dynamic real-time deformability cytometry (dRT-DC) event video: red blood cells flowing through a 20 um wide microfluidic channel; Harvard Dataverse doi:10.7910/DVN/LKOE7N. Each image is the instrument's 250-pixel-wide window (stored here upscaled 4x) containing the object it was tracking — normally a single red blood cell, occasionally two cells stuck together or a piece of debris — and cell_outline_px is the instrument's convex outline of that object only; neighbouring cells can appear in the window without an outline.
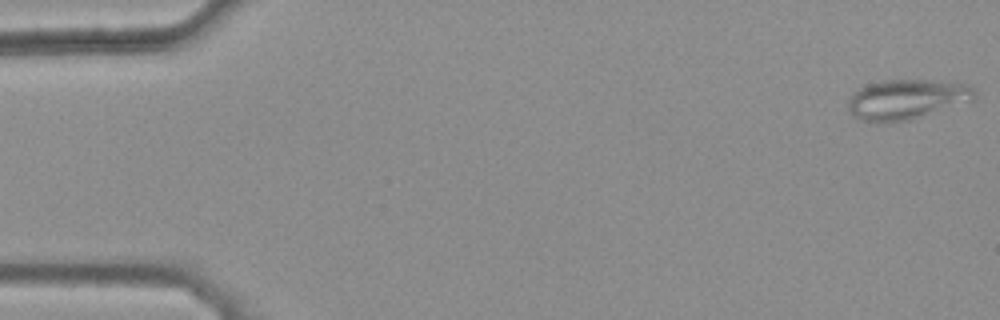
{"species": "common noctule bat (a hibernating species)", "species_latin": "Nyctalus noctula", "temperature_condition": "warm", "stored_images_in_passage": 46, "camera_frame_rate_fps": 3000, "um_per_image_px": 0.085, "animal": {"sex": "female", "body_mass_g": 25.1}, "frame": {"image": 1, "passage_image": 1, "time_ms": 0.0, "image_size_px": [1000, 320], "cell_outline_px": [[976, 92], [972, 100], [912, 120], [876, 124], [860, 120], [852, 116], [848, 108], [848, 100], [852, 92], [868, 84], [884, 80], [932, 80], [968, 84]], "centroid_in_image_um": [77.0, 8.47], "position_along_channel_um": 8.0, "area_um2": 29.77}}
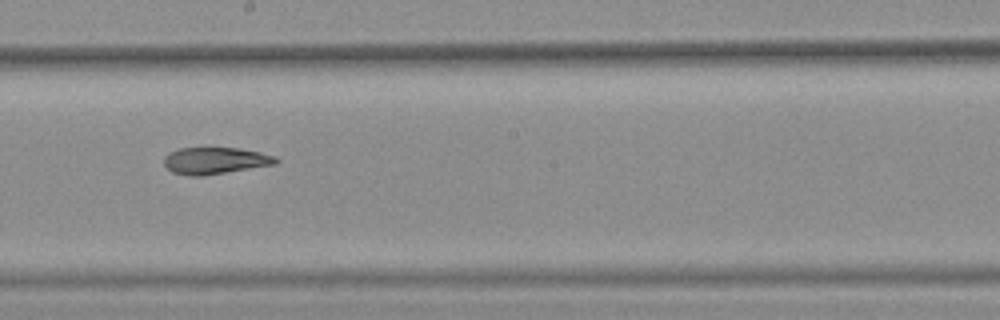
{"frame": {"image": 2, "passage_image": 29, "time_ms": 9.333, "image_size_px": [1000, 320], "cell_outline_px": [[280, 160], [276, 164], [200, 176], [188, 176], [172, 172], [164, 164], [164, 156], [168, 152], [180, 148], [240, 148], [260, 152], [276, 156]], "centroid_in_image_um": [18.28, 13.65], "position_along_channel_um": 229.9, "area_um2": 17.46}}
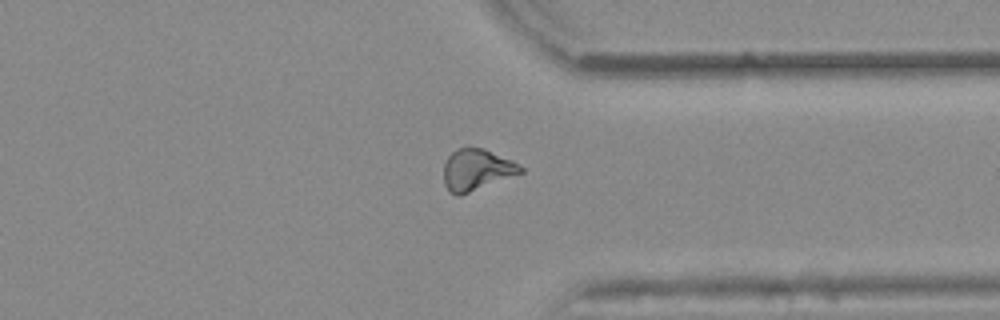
{"frame": {"image": 3, "passage_image": 40, "time_ms": 13.0, "image_size_px": [1000, 320], "cell_outline_px": [[524, 172], [460, 196], [456, 196], [448, 192], [444, 184], [444, 164], [448, 156], [456, 148], [484, 148], [512, 160], [520, 164], [524, 168]], "centroid_in_image_um": [40.51, 14.44], "position_along_channel_um": 370.9, "area_um2": 18.73}, "authors_computed_cell_mechanics": {"area_um2": 18.6405, "velocity_mm_per_s": 3.8863, "shape_relaxation_time_tau1_ms": null, "shape_relaxation_time_tau2_ms": 8.653, "deformation_change_tau1": null, "deformation_change_tau2": 0.1866}}